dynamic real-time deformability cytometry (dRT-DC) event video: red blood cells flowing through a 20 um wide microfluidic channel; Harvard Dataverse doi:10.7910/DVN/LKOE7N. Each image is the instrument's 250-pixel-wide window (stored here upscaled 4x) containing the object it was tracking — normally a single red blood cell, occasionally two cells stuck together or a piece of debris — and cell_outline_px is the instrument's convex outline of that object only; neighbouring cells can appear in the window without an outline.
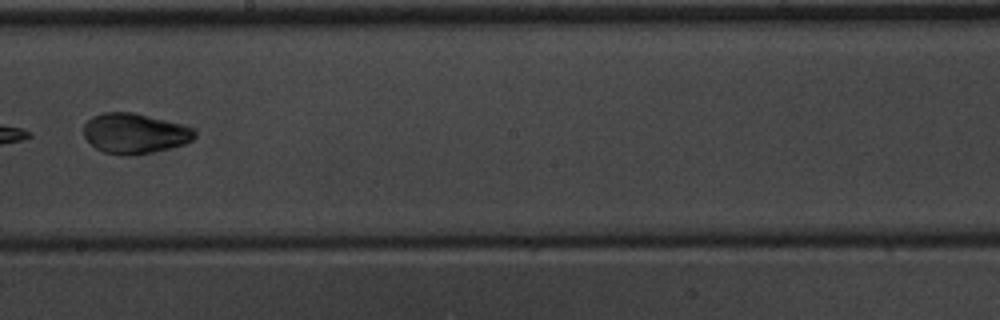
{"species": "common noctule bat (a hibernating species)", "species_latin": "Nyctalus noctula", "temperature_condition": "warm", "stored_images_in_passage": 9, "camera_frame_rate_fps": 3000, "um_per_image_px": 0.085, "animal": {"sex": "male", "body_mass_g": 20.1, "forearm_length_mm": 53.5}, "frame": {"image": 1, "passage_image": 8, "time_ms": 8.333, "image_size_px": [1000, 320], "cell_outline_px": [[196, 136], [192, 140], [184, 144], [152, 152], [104, 152], [96, 148], [84, 136], [84, 124], [92, 116], [104, 112], [132, 112], [184, 124], [196, 128]], "centroid_in_image_um": [11.5, 11.28], "position_along_channel_um": 236.7, "area_um2": 25.37}}
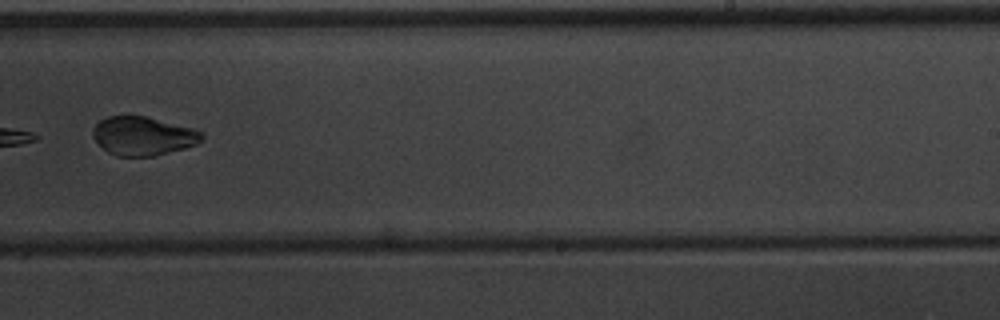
{"frame": {"image": 2, "passage_image": 9, "time_ms": 9.333, "image_size_px": [1000, 320], "cell_outline_px": [[204, 136], [196, 144], [184, 148], [156, 156], [116, 156], [108, 152], [92, 136], [92, 128], [100, 120], [108, 116], [128, 112], [192, 128], [204, 132]], "centroid_in_image_um": [12.12, 11.52], "position_along_channel_um": 276.9, "area_um2": 24.91}}